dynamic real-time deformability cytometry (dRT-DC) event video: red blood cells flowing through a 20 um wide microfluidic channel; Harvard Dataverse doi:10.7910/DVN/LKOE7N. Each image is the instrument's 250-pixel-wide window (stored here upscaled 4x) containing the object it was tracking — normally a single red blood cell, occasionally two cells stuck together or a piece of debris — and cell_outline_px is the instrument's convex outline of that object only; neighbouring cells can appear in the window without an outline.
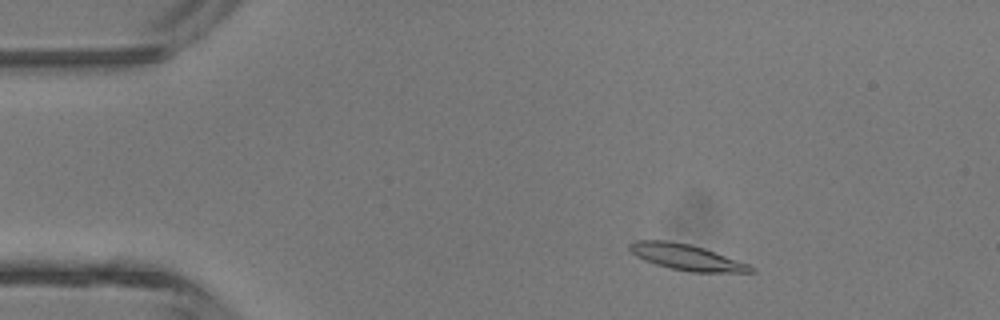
{"species": "common noctule bat (a hibernating species)", "species_latin": "Nyctalus noctula", "temperature_condition": "room temperature", "stored_images_in_passage": 3, "camera_frame_rate_fps": 3000, "um_per_image_px": 0.085, "animal": {"sex": "male", "body_mass_g": 13.3}, "frame": {"image": 1, "passage_image": 2, "time_ms": 1.333, "image_size_px": [1000, 320], "cell_outline_px": [[756, 272], [688, 272], [668, 268], [644, 260], [636, 256], [628, 248], [628, 244], [636, 240], [668, 240], [692, 244], [704, 248], [748, 264], [756, 268]], "centroid_in_image_um": [58.33, 21.86], "position_along_channel_um": 26.7, "area_um2": 18.38}}